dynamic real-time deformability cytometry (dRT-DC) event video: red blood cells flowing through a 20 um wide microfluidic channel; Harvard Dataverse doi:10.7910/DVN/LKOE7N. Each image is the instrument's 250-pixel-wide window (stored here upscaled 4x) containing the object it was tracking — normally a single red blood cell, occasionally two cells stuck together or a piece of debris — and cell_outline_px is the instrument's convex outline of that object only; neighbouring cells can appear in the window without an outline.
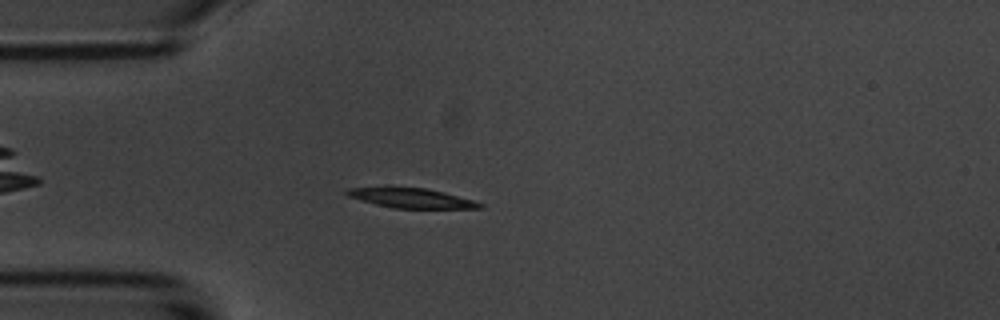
{"species": "common noctule bat (a hibernating species)", "species_latin": "Nyctalus noctula", "temperature_condition": "room temperature", "stored_images_in_passage": 4, "camera_frame_rate_fps": 3000, "um_per_image_px": 0.085, "animal": {"sex": "male", "body_mass_g": 20.1, "forearm_length_mm": 53.5}, "frame": {"image": 1, "passage_image": 4, "time_ms": 3.333, "image_size_px": [1000, 320], "cell_outline_px": [[484, 208], [392, 208], [376, 204], [348, 196], [344, 192], [348, 188], [424, 188], [444, 192], [472, 200], [484, 204]], "centroid_in_image_um": [35.0, 16.85], "position_along_channel_um": 50.0, "area_um2": 14.8}}